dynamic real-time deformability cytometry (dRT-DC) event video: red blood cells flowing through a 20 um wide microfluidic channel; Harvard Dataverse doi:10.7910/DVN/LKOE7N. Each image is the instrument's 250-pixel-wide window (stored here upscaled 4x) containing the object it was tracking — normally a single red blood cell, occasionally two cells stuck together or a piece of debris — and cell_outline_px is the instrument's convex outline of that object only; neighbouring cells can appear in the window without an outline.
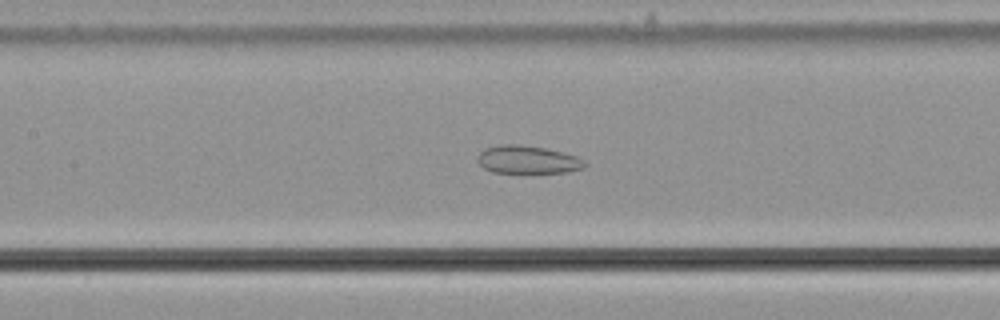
{"species": "common noctule bat (a hibernating species)", "species_latin": "Nyctalus noctula", "temperature_condition": "cold", "stored_images_in_passage": 58, "camera_frame_rate_fps": 3000, "um_per_image_px": 0.085, "animal": {"sex": "male", "body_mass_g": 21.5, "forearm_length_mm": 52.0}, "frame": {"image": 1, "passage_image": 28, "time_ms": 9.0, "image_size_px": [1000, 320], "cell_outline_px": [[588, 164], [584, 168], [568, 172], [528, 176], [520, 176], [492, 172], [484, 168], [476, 160], [476, 156], [484, 148], [500, 144], [520, 144], [544, 148], [576, 156], [584, 160]], "centroid_in_image_um": [44.83, 13.64], "position_along_channel_um": 162.6, "area_um2": 18.67}}
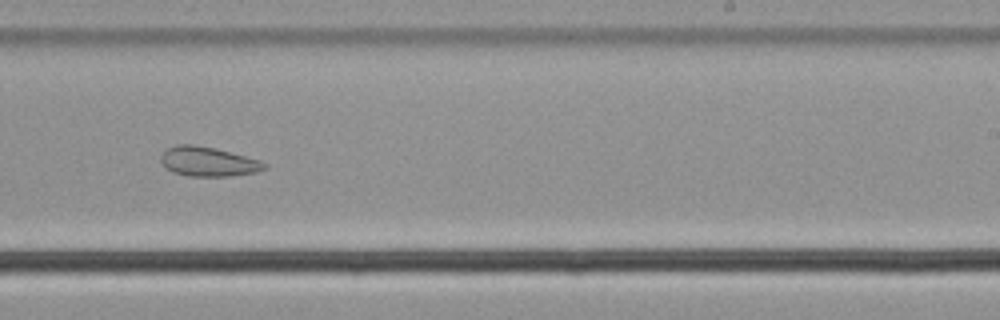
{"frame": {"image": 2, "passage_image": 37, "time_ms": 12.0, "image_size_px": [1000, 320], "cell_outline_px": [[268, 164], [264, 168], [256, 172], [228, 176], [188, 176], [172, 172], [160, 160], [160, 156], [168, 148], [176, 144], [192, 144], [212, 148], [260, 160]], "centroid_in_image_um": [17.67, 13.74], "position_along_channel_um": 271.3, "area_um2": 17.46}}
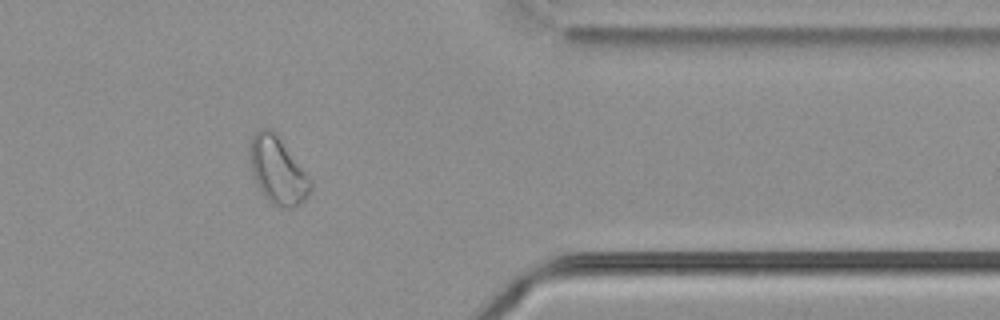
{"frame": {"image": 3, "passage_image": 48, "time_ms": 15.667, "image_size_px": [1000, 320], "cell_outline_px": [[312, 188], [308, 196], [300, 204], [292, 208], [280, 208], [272, 204], [264, 196], [256, 184], [252, 176], [248, 160], [248, 144], [252, 136], [260, 128], [272, 128], [280, 136], [312, 180]], "centroid_in_image_um": [23.58, 14.46], "position_along_channel_um": 387.8, "area_um2": 24.62}, "authors_computed_cell_mechanics": {"area_um2": 24.565, "velocity_mm_per_s": 3.637, "shape_relaxation_time_tau1_ms": null, "shape_relaxation_time_tau2_ms": 2.4351, "deformation_change_tau1": null, "deformation_change_tau2": 0.0756}}